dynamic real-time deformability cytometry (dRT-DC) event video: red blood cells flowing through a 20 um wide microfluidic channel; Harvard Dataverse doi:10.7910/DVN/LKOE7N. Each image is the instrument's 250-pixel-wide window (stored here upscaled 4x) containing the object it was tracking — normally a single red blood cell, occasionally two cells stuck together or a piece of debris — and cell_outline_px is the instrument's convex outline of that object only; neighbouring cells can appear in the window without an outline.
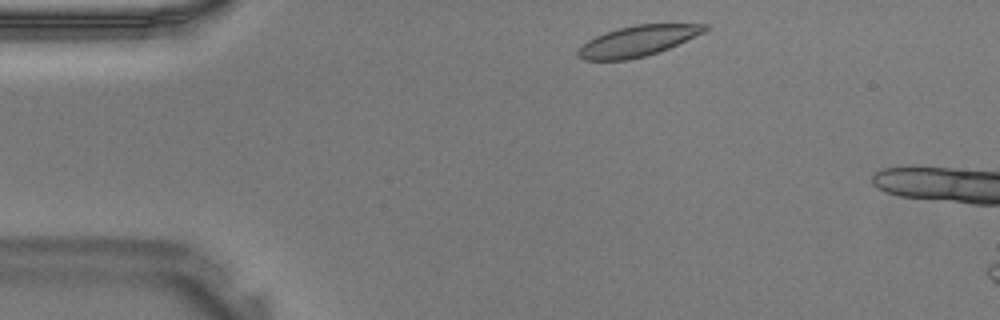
{"species": "Egyptian fruit bat (a non-hibernating species)", "species_latin": "Rousettus aegyptiacus", "temperature_condition": "warm", "stored_images_in_passage": 5, "camera_frame_rate_fps": 3000, "um_per_image_px": 0.085, "animal": {"sex": "male"}, "frame": {"image": 1, "passage_image": 2, "time_ms": 0.333, "image_size_px": [1000, 320], "cell_outline_px": [[708, 28], [704, 32], [668, 48], [644, 56], [628, 60], [584, 60], [576, 56], [576, 52], [588, 40], [604, 32], [636, 24], [708, 24]], "centroid_in_image_um": [54.17, 3.48], "position_along_channel_um": 30.8, "area_um2": 22.31}}